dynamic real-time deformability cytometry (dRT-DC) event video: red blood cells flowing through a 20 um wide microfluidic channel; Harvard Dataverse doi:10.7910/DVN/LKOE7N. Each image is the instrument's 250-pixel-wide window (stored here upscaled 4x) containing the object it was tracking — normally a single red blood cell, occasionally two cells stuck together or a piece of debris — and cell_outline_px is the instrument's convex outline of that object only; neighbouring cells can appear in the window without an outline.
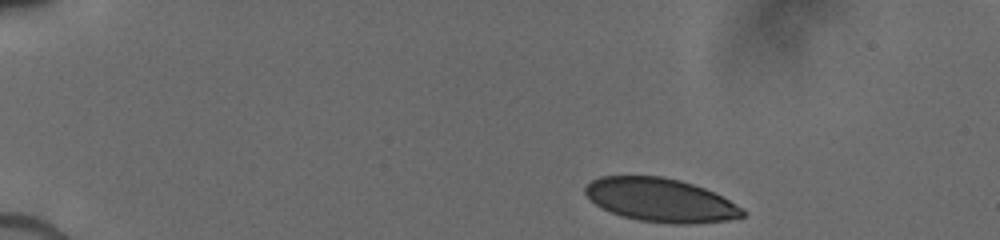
{"species": "human", "species_latin": "Homo sapiens", "temperature_condition": "cold", "stored_images_in_passage": 42, "camera_frame_rate_fps": 3000, "um_per_image_px": 0.085, "donor": {"sex": "male"}, "frame": {"image": 1, "passage_image": 1, "time_ms": 0.0, "image_size_px": [1000, 240], "cell_outline_px": [[744, 216], [728, 220], [692, 224], [672, 224], [636, 220], [612, 212], [596, 204], [584, 192], [584, 188], [592, 180], [600, 176], [660, 176], [680, 180], [704, 188], [744, 208]], "centroid_in_image_um": [56.16, 17.01], "position_along_channel_um": 28.8, "area_um2": 39.65}}
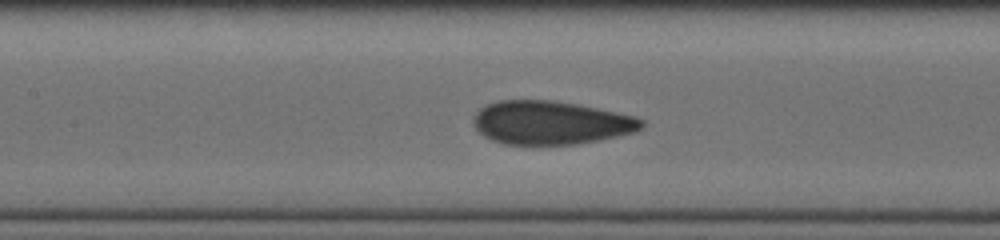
{"frame": {"image": 2, "passage_image": 17, "time_ms": 5.667, "image_size_px": [1000, 240], "cell_outline_px": [[644, 128], [636, 132], [600, 140], [576, 144], [504, 144], [492, 140], [484, 136], [472, 124], [472, 116], [484, 104], [496, 100], [552, 100], [576, 104], [636, 116], [644, 120]], "centroid_in_image_um": [46.8, 10.42], "position_along_channel_um": 160.6, "area_um2": 42.95}}
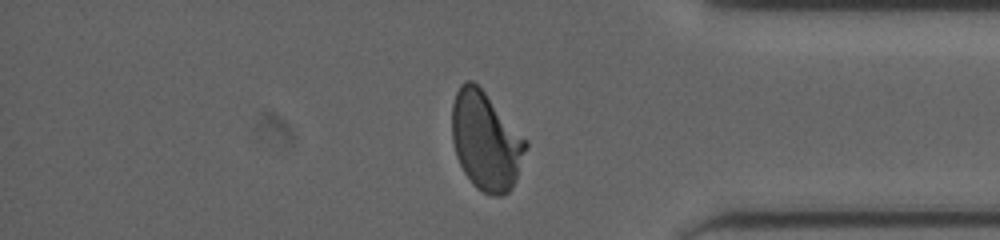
{"frame": {"image": 3, "passage_image": 35, "time_ms": 11.667, "image_size_px": [1000, 240], "cell_outline_px": [[528, 148], [516, 180], [512, 188], [508, 192], [500, 196], [492, 196], [476, 188], [472, 184], [464, 172], [456, 156], [452, 140], [452, 104], [456, 92], [460, 84], [464, 80], [472, 80], [484, 92], [528, 140]], "centroid_in_image_um": [41.3, 12.0], "position_along_channel_um": 393.9, "area_um2": 42.48}}